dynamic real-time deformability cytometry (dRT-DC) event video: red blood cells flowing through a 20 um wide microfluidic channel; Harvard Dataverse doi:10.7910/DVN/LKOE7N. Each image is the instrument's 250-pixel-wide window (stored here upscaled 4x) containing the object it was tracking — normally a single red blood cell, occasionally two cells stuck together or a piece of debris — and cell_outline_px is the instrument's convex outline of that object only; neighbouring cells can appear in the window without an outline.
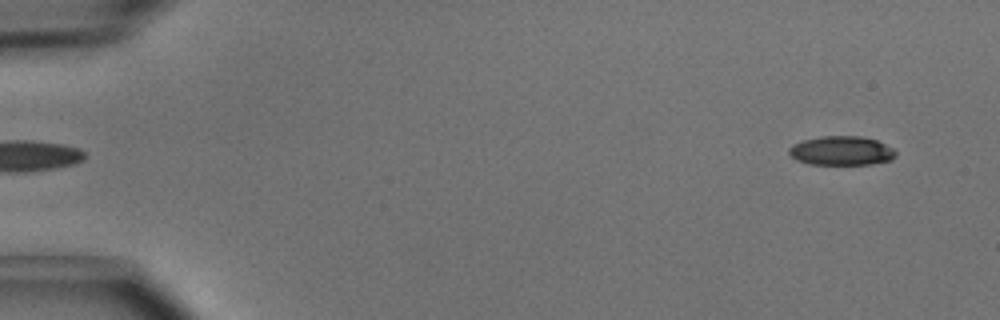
{"species": "common noctule bat (a hibernating species)", "species_latin": "Nyctalus noctula", "temperature_condition": "cold", "stored_images_in_passage": 5, "camera_frame_rate_fps": 3000, "um_per_image_px": 0.085, "animal": {"sex": "male", "body_mass_g": 15.6}, "frame": {"image": 1, "passage_image": 1, "time_ms": 0.0, "image_size_px": [1000, 320], "cell_outline_px": [[896, 156], [892, 160], [872, 164], [808, 164], [796, 160], [788, 152], [788, 148], [792, 144], [804, 140], [820, 136], [860, 136], [876, 140], [892, 148], [896, 152]], "centroid_in_image_um": [71.51, 12.81], "position_along_channel_um": 13.5, "area_um2": 18.15}}
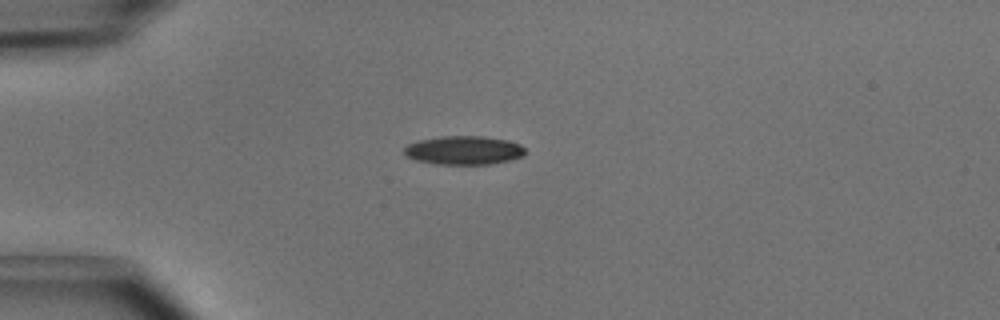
{"frame": {"image": 2, "passage_image": 3, "time_ms": 0.667, "image_size_px": [1000, 320], "cell_outline_px": [[524, 156], [508, 160], [488, 164], [436, 164], [416, 160], [408, 156], [404, 152], [404, 148], [408, 144], [420, 140], [440, 136], [484, 136], [508, 140], [520, 144], [524, 148]], "centroid_in_image_um": [39.43, 12.76], "position_along_channel_um": 45.6, "area_um2": 20.11}}
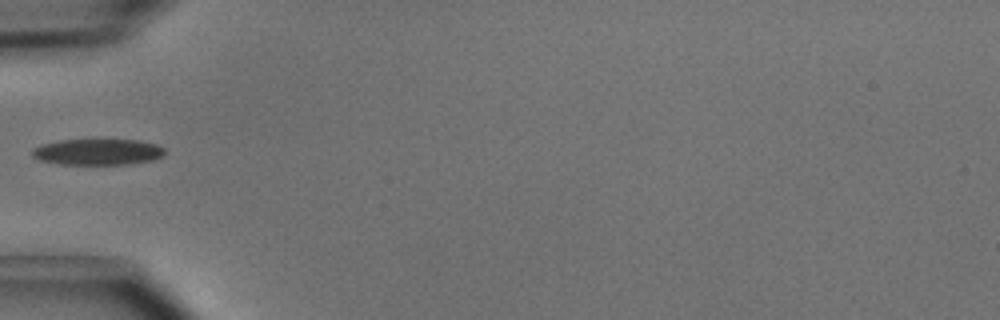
{"frame": {"image": 3, "passage_image": 4, "time_ms": 1.0, "image_size_px": [1000, 320], "cell_outline_px": [[164, 156], [152, 160], [128, 164], [60, 164], [40, 160], [32, 156], [32, 148], [44, 144], [60, 140], [136, 140], [156, 144], [164, 148]], "centroid_in_image_um": [8.31, 12.91], "position_along_channel_um": 76.7, "area_um2": 20.0}}